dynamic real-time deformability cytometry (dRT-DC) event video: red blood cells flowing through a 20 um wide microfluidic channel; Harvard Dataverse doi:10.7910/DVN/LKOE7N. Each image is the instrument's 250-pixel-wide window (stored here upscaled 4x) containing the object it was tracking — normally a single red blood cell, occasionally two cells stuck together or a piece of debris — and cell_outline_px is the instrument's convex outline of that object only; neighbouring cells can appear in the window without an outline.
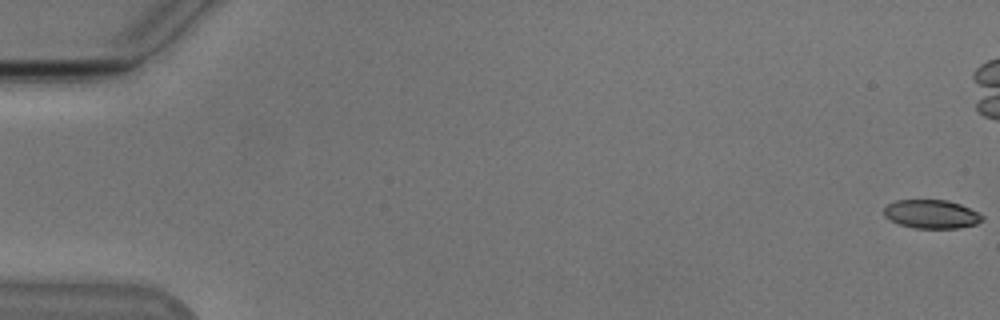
{"species": "Egyptian fruit bat (a non-hibernating species)", "species_latin": "Rousettus aegyptiacus", "temperature_condition": "cold", "stored_images_in_passage": 52, "camera_frame_rate_fps": 3000, "um_per_image_px": 0.085, "animal": {"sex": "male"}, "frame": {"image": 1, "passage_image": 1, "time_ms": 0.0, "image_size_px": [1000, 320], "cell_outline_px": [[984, 220], [976, 224], [956, 228], [916, 228], [900, 224], [884, 216], [884, 208], [888, 204], [896, 200], [948, 200], [960, 204], [984, 216]], "centroid_in_image_um": [79.18, 18.19], "position_along_channel_um": 5.8, "area_um2": 16.24}}
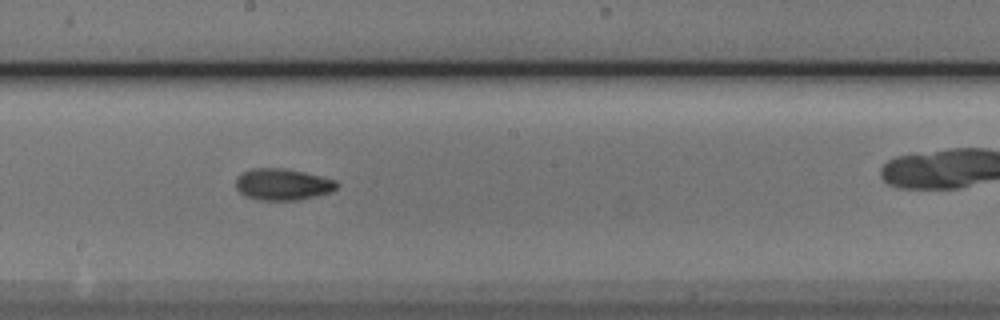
{"frame": {"image": 2, "passage_image": 31, "time_ms": 10.0, "image_size_px": [1000, 320], "cell_outline_px": [[336, 188], [332, 192], [316, 196], [296, 200], [260, 200], [244, 196], [236, 188], [236, 176], [252, 168], [284, 168], [304, 172], [336, 180]], "centroid_in_image_um": [24.0, 15.67], "position_along_channel_um": 224.2, "area_um2": 18.55}}
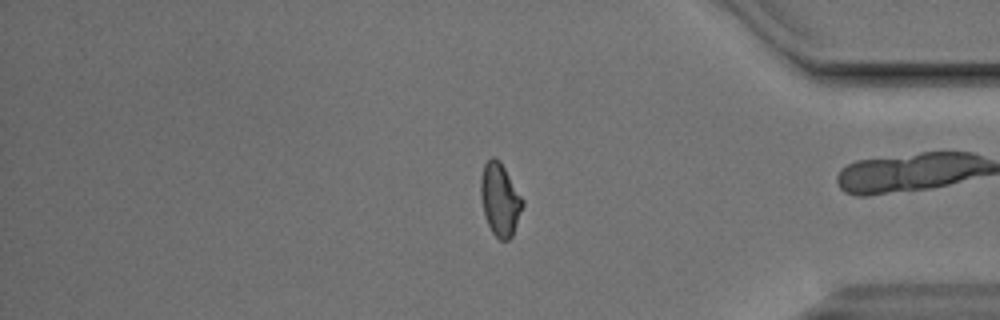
{"frame": {"image": 3, "passage_image": 46, "time_ms": 15.0, "image_size_px": [1000, 320], "cell_outline_px": [[524, 204], [512, 236], [508, 240], [500, 240], [492, 232], [484, 216], [480, 196], [480, 176], [484, 164], [492, 156], [500, 160], [524, 200]], "centroid_in_image_um": [42.48, 16.94], "position_along_channel_um": 392.7, "area_um2": 17.86}}